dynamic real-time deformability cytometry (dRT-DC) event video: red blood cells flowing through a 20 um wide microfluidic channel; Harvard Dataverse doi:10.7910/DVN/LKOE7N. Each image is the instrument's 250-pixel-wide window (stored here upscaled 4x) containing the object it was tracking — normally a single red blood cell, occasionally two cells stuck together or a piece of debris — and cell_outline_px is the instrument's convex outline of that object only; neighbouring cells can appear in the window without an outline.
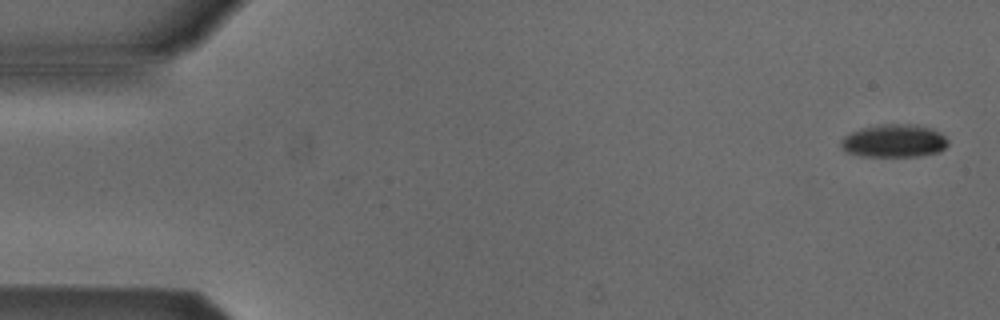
{"species": "Egyptian fruit bat (a non-hibernating species)", "species_latin": "Rousettus aegyptiacus", "temperature_condition": "cold", "stored_images_in_passage": 4, "camera_frame_rate_fps": 3000, "um_per_image_px": 0.085, "animal": {"sex": "male"}, "frame": {"image": 1, "passage_image": 1, "time_ms": 0.0, "image_size_px": [1000, 320], "cell_outline_px": [[948, 144], [940, 152], [920, 156], [860, 156], [844, 152], [840, 148], [840, 140], [844, 136], [852, 132], [864, 128], [888, 124], [908, 124], [932, 128], [940, 132], [948, 140]], "centroid_in_image_um": [75.99, 11.99], "position_along_channel_um": 9.0, "area_um2": 20.58}}
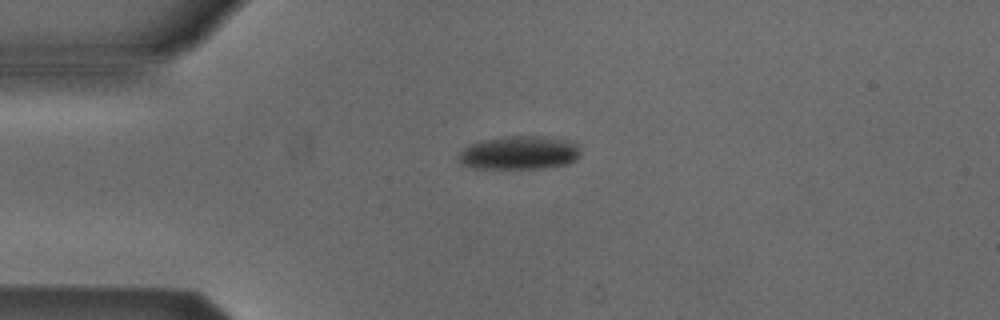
{"frame": {"image": 2, "passage_image": 4, "time_ms": 3.667, "image_size_px": [1000, 320], "cell_outline_px": [[580, 156], [576, 160], [568, 164], [540, 168], [472, 168], [460, 164], [460, 152], [468, 144], [484, 140], [512, 136], [544, 136], [568, 140], [576, 144], [580, 152]], "centroid_in_image_um": [44.16, 12.99], "position_along_channel_um": 40.8, "area_um2": 23.7}}